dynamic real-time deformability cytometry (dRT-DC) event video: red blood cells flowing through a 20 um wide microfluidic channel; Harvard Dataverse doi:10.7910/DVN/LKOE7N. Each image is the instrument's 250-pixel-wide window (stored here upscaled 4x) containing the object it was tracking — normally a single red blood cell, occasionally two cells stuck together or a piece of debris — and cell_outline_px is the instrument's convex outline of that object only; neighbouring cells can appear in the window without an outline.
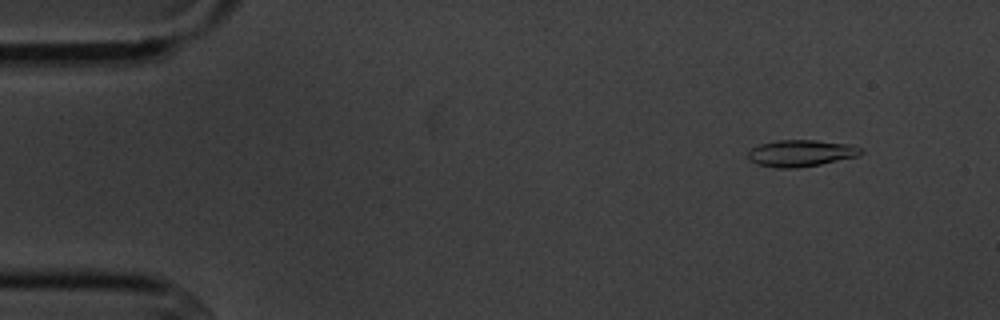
{"species": "common noctule bat (a hibernating species)", "species_latin": "Nyctalus noctula", "temperature_condition": "cold", "stored_images_in_passage": 5, "camera_frame_rate_fps": 3000, "um_per_image_px": 0.085, "animal": {"sex": "male", "body_mass_g": 20.1, "forearm_length_mm": 53.5}, "frame": {"image": 1, "passage_image": 2, "time_ms": 1.0, "image_size_px": [1000, 320], "cell_outline_px": [[864, 152], [856, 156], [820, 164], [796, 168], [776, 168], [756, 164], [748, 160], [748, 152], [752, 148], [760, 144], [780, 140], [816, 140], [852, 144], [860, 148]], "centroid_in_image_um": [68.06, 13.02], "position_along_channel_um": 16.9, "area_um2": 17.51}}
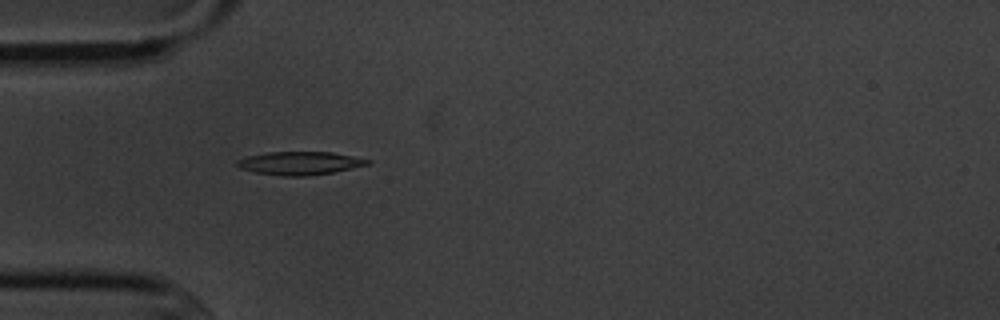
{"frame": {"image": 2, "passage_image": 5, "time_ms": 4.667, "image_size_px": [1000, 320], "cell_outline_px": [[372, 160], [368, 164], [352, 168], [332, 172], [308, 176], [284, 176], [256, 172], [240, 168], [236, 164], [236, 160], [248, 156], [268, 152], [332, 152]], "centroid_in_image_um": [25.47, 13.86], "position_along_channel_um": 59.5, "area_um2": 17.46}}